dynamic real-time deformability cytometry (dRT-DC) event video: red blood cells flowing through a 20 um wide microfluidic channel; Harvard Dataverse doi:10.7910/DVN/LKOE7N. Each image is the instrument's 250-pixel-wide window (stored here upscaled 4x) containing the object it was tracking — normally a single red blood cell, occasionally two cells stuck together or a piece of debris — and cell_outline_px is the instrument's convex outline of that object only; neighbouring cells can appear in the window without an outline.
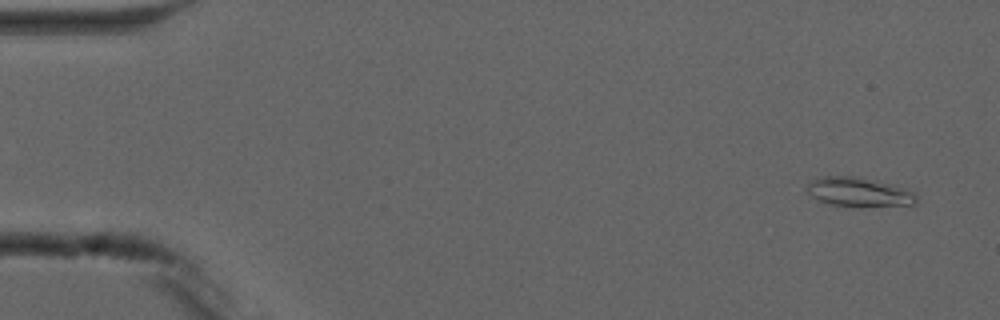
{"species": "common noctule bat (a hibernating species)", "species_latin": "Nyctalus noctula", "temperature_condition": "cold", "stored_images_in_passage": 5, "camera_frame_rate_fps": 3000, "um_per_image_px": 0.085, "animal": {"sex": "male", "forearm_length_mm": 52.5}, "frame": {"image": 1, "passage_image": 1, "time_ms": 0.0, "image_size_px": [1000, 320], "cell_outline_px": [[916, 204], [912, 208], [860, 208], [832, 204], [816, 200], [804, 188], [812, 180], [820, 176], [860, 176], [892, 184], [916, 192]], "centroid_in_image_um": [73.13, 16.38], "position_along_channel_um": 11.9, "area_um2": 19.94}}